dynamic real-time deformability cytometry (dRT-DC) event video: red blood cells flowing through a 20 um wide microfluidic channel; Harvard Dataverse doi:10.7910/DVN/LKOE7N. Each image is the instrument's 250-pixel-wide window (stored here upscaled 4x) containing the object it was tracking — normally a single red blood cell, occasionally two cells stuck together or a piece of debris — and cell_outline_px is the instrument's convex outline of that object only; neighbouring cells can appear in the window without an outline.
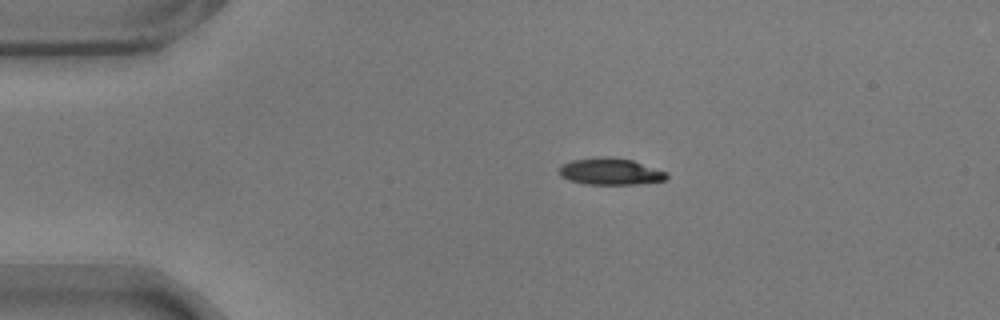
{"species": "common noctule bat (a hibernating species)", "species_latin": "Nyctalus noctula", "temperature_condition": "warm", "stored_images_in_passage": 39, "camera_frame_rate_fps": 3000, "um_per_image_px": 0.085, "animal": {"sex": "male", "body_mass_g": 17.9}, "frame": {"image": 1, "passage_image": 1, "time_ms": 0.0, "image_size_px": [1000, 320], "cell_outline_px": [[668, 176], [664, 180], [636, 184], [588, 184], [568, 180], [560, 176], [560, 168], [564, 164], [572, 160], [632, 160], [668, 172]], "centroid_in_image_um": [51.93, 14.64], "position_along_channel_um": 33.1, "area_um2": 15.66}}
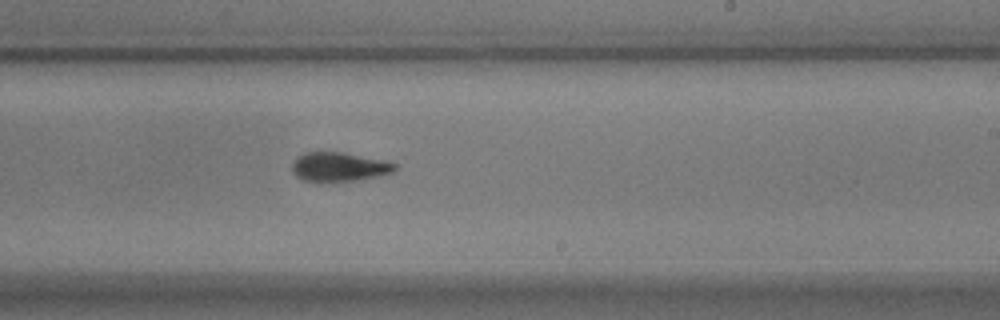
{"frame": {"image": 2, "passage_image": 24, "time_ms": 7.667, "image_size_px": [1000, 320], "cell_outline_px": [[396, 168], [392, 172], [380, 176], [356, 180], [320, 184], [304, 180], [296, 176], [292, 172], [292, 164], [304, 152], [344, 152], [384, 160], [396, 164]], "centroid_in_image_um": [28.8, 14.21], "position_along_channel_um": 260.2, "area_um2": 17.8}}
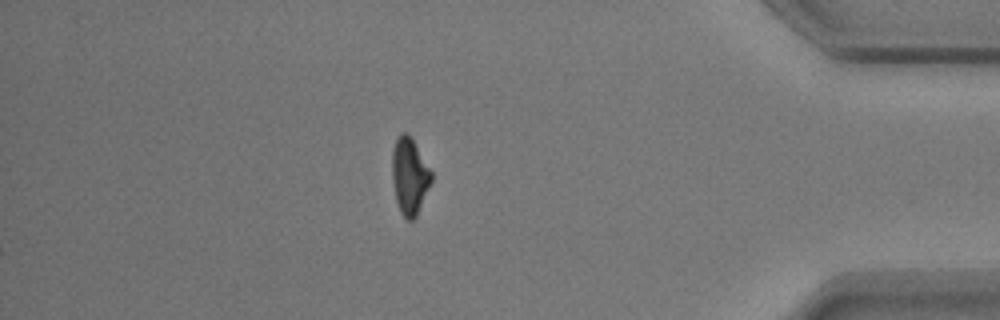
{"frame": {"image": 3, "passage_image": 39, "time_ms": 12.667, "image_size_px": [1000, 320], "cell_outline_px": [[432, 180], [416, 216], [412, 220], [408, 220], [400, 212], [396, 200], [392, 176], [392, 152], [396, 140], [400, 132], [408, 132], [432, 172]], "centroid_in_image_um": [34.8, 14.94], "position_along_channel_um": 400.4, "area_um2": 17.28}, "authors_computed_cell_mechanics": {"area_um2": 17.6868, "velocity_mm_per_s": 3.5366, "shape_relaxation_time_tau1_ms": 3.2141, "shape_relaxation_time_tau2_ms": 1.8135, "deformation_change_tau1": 0.149, "deformation_change_tau2": 0.0747}}